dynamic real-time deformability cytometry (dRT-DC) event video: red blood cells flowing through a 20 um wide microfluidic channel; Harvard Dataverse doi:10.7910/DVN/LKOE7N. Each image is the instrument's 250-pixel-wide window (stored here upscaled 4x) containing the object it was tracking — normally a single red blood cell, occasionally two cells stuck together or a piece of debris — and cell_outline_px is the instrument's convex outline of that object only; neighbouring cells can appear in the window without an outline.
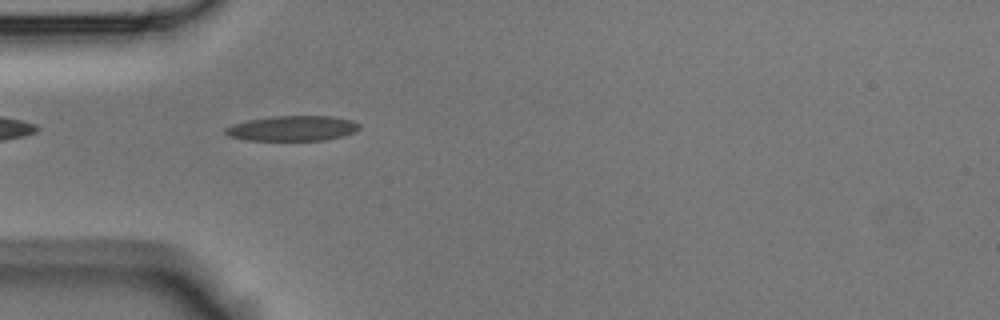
{"species": "Egyptian fruit bat (a non-hibernating species)", "species_latin": "Rousettus aegyptiacus", "temperature_condition": "room temperature", "stored_images_in_passage": 5, "camera_frame_rate_fps": 3000, "um_per_image_px": 0.085, "animal": {"sex": "male"}, "frame": {"image": 1, "passage_image": 4, "time_ms": 1.0, "image_size_px": [1000, 320], "cell_outline_px": [[360, 128], [356, 132], [324, 140], [244, 140], [228, 136], [224, 132], [224, 128], [232, 124], [248, 120], [272, 116], [332, 116], [352, 120], [360, 124]], "centroid_in_image_um": [24.84, 10.9], "position_along_channel_um": 60.2, "area_um2": 19.71}}
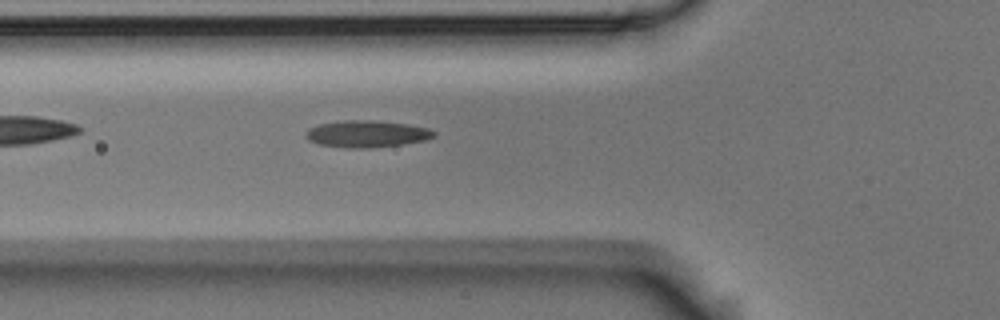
{"frame": {"image": 2, "passage_image": 5, "time_ms": 1.333, "image_size_px": [1000, 320], "cell_outline_px": [[436, 136], [424, 140], [404, 144], [368, 148], [348, 148], [320, 144], [308, 140], [304, 136], [304, 132], [308, 128], [320, 124], [344, 120], [376, 120], [408, 124], [428, 128], [436, 132]], "centroid_in_image_um": [31.17, 11.37], "position_along_channel_um": 94.6, "area_um2": 20.17}}